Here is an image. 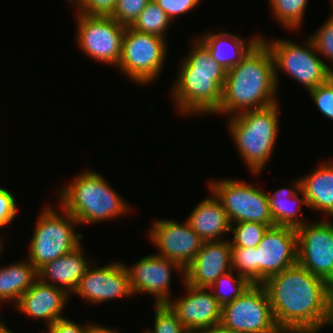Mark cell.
I'll return each mask as SVG.
<instances>
[{
  "label": "cell",
  "mask_w": 333,
  "mask_h": 333,
  "mask_svg": "<svg viewBox=\"0 0 333 333\" xmlns=\"http://www.w3.org/2000/svg\"><path fill=\"white\" fill-rule=\"evenodd\" d=\"M262 285L283 333H318L332 327L330 285L298 263Z\"/></svg>",
  "instance_id": "cell-1"
},
{
  "label": "cell",
  "mask_w": 333,
  "mask_h": 333,
  "mask_svg": "<svg viewBox=\"0 0 333 333\" xmlns=\"http://www.w3.org/2000/svg\"><path fill=\"white\" fill-rule=\"evenodd\" d=\"M274 60L266 43L260 39L226 72L222 100L215 113L232 117L278 102Z\"/></svg>",
  "instance_id": "cell-2"
},
{
  "label": "cell",
  "mask_w": 333,
  "mask_h": 333,
  "mask_svg": "<svg viewBox=\"0 0 333 333\" xmlns=\"http://www.w3.org/2000/svg\"><path fill=\"white\" fill-rule=\"evenodd\" d=\"M188 55L180 62L171 96L181 116L213 115L217 112L225 84L226 72L211 58L208 48L196 37Z\"/></svg>",
  "instance_id": "cell-3"
},
{
  "label": "cell",
  "mask_w": 333,
  "mask_h": 333,
  "mask_svg": "<svg viewBox=\"0 0 333 333\" xmlns=\"http://www.w3.org/2000/svg\"><path fill=\"white\" fill-rule=\"evenodd\" d=\"M58 206L80 226L110 221L131 213L130 204L98 172L87 169L58 190Z\"/></svg>",
  "instance_id": "cell-4"
},
{
  "label": "cell",
  "mask_w": 333,
  "mask_h": 333,
  "mask_svg": "<svg viewBox=\"0 0 333 333\" xmlns=\"http://www.w3.org/2000/svg\"><path fill=\"white\" fill-rule=\"evenodd\" d=\"M278 103L228 118L230 138L251 175H260L274 152L280 131Z\"/></svg>",
  "instance_id": "cell-5"
},
{
  "label": "cell",
  "mask_w": 333,
  "mask_h": 333,
  "mask_svg": "<svg viewBox=\"0 0 333 333\" xmlns=\"http://www.w3.org/2000/svg\"><path fill=\"white\" fill-rule=\"evenodd\" d=\"M60 209L63 212L59 213L55 207L46 204L37 217L27 255L37 270L82 243L84 235L75 232L78 221L69 212Z\"/></svg>",
  "instance_id": "cell-6"
},
{
  "label": "cell",
  "mask_w": 333,
  "mask_h": 333,
  "mask_svg": "<svg viewBox=\"0 0 333 333\" xmlns=\"http://www.w3.org/2000/svg\"><path fill=\"white\" fill-rule=\"evenodd\" d=\"M265 38L261 36L272 52L277 88L280 82L279 70L299 82L307 92L322 85L333 76L329 63L322 60L309 38L303 45L290 39L272 38L267 40Z\"/></svg>",
  "instance_id": "cell-7"
},
{
  "label": "cell",
  "mask_w": 333,
  "mask_h": 333,
  "mask_svg": "<svg viewBox=\"0 0 333 333\" xmlns=\"http://www.w3.org/2000/svg\"><path fill=\"white\" fill-rule=\"evenodd\" d=\"M167 46L165 38L127 26L117 69L137 85H148L162 72L169 49Z\"/></svg>",
  "instance_id": "cell-8"
},
{
  "label": "cell",
  "mask_w": 333,
  "mask_h": 333,
  "mask_svg": "<svg viewBox=\"0 0 333 333\" xmlns=\"http://www.w3.org/2000/svg\"><path fill=\"white\" fill-rule=\"evenodd\" d=\"M209 191L221 202L231 224L239 222H258L275 226L270 209L267 192L240 180H210Z\"/></svg>",
  "instance_id": "cell-9"
},
{
  "label": "cell",
  "mask_w": 333,
  "mask_h": 333,
  "mask_svg": "<svg viewBox=\"0 0 333 333\" xmlns=\"http://www.w3.org/2000/svg\"><path fill=\"white\" fill-rule=\"evenodd\" d=\"M220 323L234 333H283L262 284H251L240 297L224 305Z\"/></svg>",
  "instance_id": "cell-10"
},
{
  "label": "cell",
  "mask_w": 333,
  "mask_h": 333,
  "mask_svg": "<svg viewBox=\"0 0 333 333\" xmlns=\"http://www.w3.org/2000/svg\"><path fill=\"white\" fill-rule=\"evenodd\" d=\"M76 45L83 54L97 62L115 66L119 63L126 26L111 16L75 14Z\"/></svg>",
  "instance_id": "cell-11"
},
{
  "label": "cell",
  "mask_w": 333,
  "mask_h": 333,
  "mask_svg": "<svg viewBox=\"0 0 333 333\" xmlns=\"http://www.w3.org/2000/svg\"><path fill=\"white\" fill-rule=\"evenodd\" d=\"M297 263L314 276L333 283V221L326 217L296 229Z\"/></svg>",
  "instance_id": "cell-12"
},
{
  "label": "cell",
  "mask_w": 333,
  "mask_h": 333,
  "mask_svg": "<svg viewBox=\"0 0 333 333\" xmlns=\"http://www.w3.org/2000/svg\"><path fill=\"white\" fill-rule=\"evenodd\" d=\"M148 238L157 251L158 256L170 259L185 269L195 258L203 240L194 232L188 221L183 223L174 220L156 219L151 222Z\"/></svg>",
  "instance_id": "cell-13"
},
{
  "label": "cell",
  "mask_w": 333,
  "mask_h": 333,
  "mask_svg": "<svg viewBox=\"0 0 333 333\" xmlns=\"http://www.w3.org/2000/svg\"><path fill=\"white\" fill-rule=\"evenodd\" d=\"M96 264L93 261L89 266L73 294L78 295L91 305L101 304L104 301H114L116 298H132L134 296L123 261H115L100 267Z\"/></svg>",
  "instance_id": "cell-14"
},
{
  "label": "cell",
  "mask_w": 333,
  "mask_h": 333,
  "mask_svg": "<svg viewBox=\"0 0 333 333\" xmlns=\"http://www.w3.org/2000/svg\"><path fill=\"white\" fill-rule=\"evenodd\" d=\"M124 265L129 275L132 294L152 295L155 304L168 303L172 299L170 282L174 270L184 279V269L178 263L156 254L145 256L132 266Z\"/></svg>",
  "instance_id": "cell-15"
},
{
  "label": "cell",
  "mask_w": 333,
  "mask_h": 333,
  "mask_svg": "<svg viewBox=\"0 0 333 333\" xmlns=\"http://www.w3.org/2000/svg\"><path fill=\"white\" fill-rule=\"evenodd\" d=\"M257 284L297 264V233L290 227L273 226L256 247Z\"/></svg>",
  "instance_id": "cell-16"
},
{
  "label": "cell",
  "mask_w": 333,
  "mask_h": 333,
  "mask_svg": "<svg viewBox=\"0 0 333 333\" xmlns=\"http://www.w3.org/2000/svg\"><path fill=\"white\" fill-rule=\"evenodd\" d=\"M184 288L185 296L168 302L182 325L191 332L220 324L222 307L210 289L192 286L186 282Z\"/></svg>",
  "instance_id": "cell-17"
},
{
  "label": "cell",
  "mask_w": 333,
  "mask_h": 333,
  "mask_svg": "<svg viewBox=\"0 0 333 333\" xmlns=\"http://www.w3.org/2000/svg\"><path fill=\"white\" fill-rule=\"evenodd\" d=\"M231 270L230 240L204 241L195 258L184 269L183 281L209 288L219 276Z\"/></svg>",
  "instance_id": "cell-18"
},
{
  "label": "cell",
  "mask_w": 333,
  "mask_h": 333,
  "mask_svg": "<svg viewBox=\"0 0 333 333\" xmlns=\"http://www.w3.org/2000/svg\"><path fill=\"white\" fill-rule=\"evenodd\" d=\"M70 295L62 288L42 282L39 278L21 296L14 306L17 312L46 322V328L64 318L62 311Z\"/></svg>",
  "instance_id": "cell-19"
},
{
  "label": "cell",
  "mask_w": 333,
  "mask_h": 333,
  "mask_svg": "<svg viewBox=\"0 0 333 333\" xmlns=\"http://www.w3.org/2000/svg\"><path fill=\"white\" fill-rule=\"evenodd\" d=\"M82 243L71 252L46 263L38 270V278L49 285L62 288L69 295L77 289L92 260L85 255Z\"/></svg>",
  "instance_id": "cell-20"
},
{
  "label": "cell",
  "mask_w": 333,
  "mask_h": 333,
  "mask_svg": "<svg viewBox=\"0 0 333 333\" xmlns=\"http://www.w3.org/2000/svg\"><path fill=\"white\" fill-rule=\"evenodd\" d=\"M195 206L186 219L203 241H221L231 232V223L219 199L212 191Z\"/></svg>",
  "instance_id": "cell-21"
},
{
  "label": "cell",
  "mask_w": 333,
  "mask_h": 333,
  "mask_svg": "<svg viewBox=\"0 0 333 333\" xmlns=\"http://www.w3.org/2000/svg\"><path fill=\"white\" fill-rule=\"evenodd\" d=\"M290 182L291 187L275 189L273 193L267 192V196L275 226L297 229L308 222L301 213V206L308 204L300 188V178Z\"/></svg>",
  "instance_id": "cell-22"
},
{
  "label": "cell",
  "mask_w": 333,
  "mask_h": 333,
  "mask_svg": "<svg viewBox=\"0 0 333 333\" xmlns=\"http://www.w3.org/2000/svg\"><path fill=\"white\" fill-rule=\"evenodd\" d=\"M262 35L251 36L248 40L229 32H206L198 39L208 48L211 58L225 69H230L242 60Z\"/></svg>",
  "instance_id": "cell-23"
},
{
  "label": "cell",
  "mask_w": 333,
  "mask_h": 333,
  "mask_svg": "<svg viewBox=\"0 0 333 333\" xmlns=\"http://www.w3.org/2000/svg\"><path fill=\"white\" fill-rule=\"evenodd\" d=\"M300 178V188L308 208L333 219V160L324 161Z\"/></svg>",
  "instance_id": "cell-24"
},
{
  "label": "cell",
  "mask_w": 333,
  "mask_h": 333,
  "mask_svg": "<svg viewBox=\"0 0 333 333\" xmlns=\"http://www.w3.org/2000/svg\"><path fill=\"white\" fill-rule=\"evenodd\" d=\"M37 279L38 270L28 259L0 267V308L11 300L15 306Z\"/></svg>",
  "instance_id": "cell-25"
},
{
  "label": "cell",
  "mask_w": 333,
  "mask_h": 333,
  "mask_svg": "<svg viewBox=\"0 0 333 333\" xmlns=\"http://www.w3.org/2000/svg\"><path fill=\"white\" fill-rule=\"evenodd\" d=\"M173 24L167 14L158 6L155 0H150L145 9L130 26L136 31L167 38L169 25ZM168 28V29H167Z\"/></svg>",
  "instance_id": "cell-26"
},
{
  "label": "cell",
  "mask_w": 333,
  "mask_h": 333,
  "mask_svg": "<svg viewBox=\"0 0 333 333\" xmlns=\"http://www.w3.org/2000/svg\"><path fill=\"white\" fill-rule=\"evenodd\" d=\"M272 17L287 30L296 31L303 26L308 0H269Z\"/></svg>",
  "instance_id": "cell-27"
},
{
  "label": "cell",
  "mask_w": 333,
  "mask_h": 333,
  "mask_svg": "<svg viewBox=\"0 0 333 333\" xmlns=\"http://www.w3.org/2000/svg\"><path fill=\"white\" fill-rule=\"evenodd\" d=\"M250 285L246 278L231 270L219 276L209 289L223 307L240 297Z\"/></svg>",
  "instance_id": "cell-28"
},
{
  "label": "cell",
  "mask_w": 333,
  "mask_h": 333,
  "mask_svg": "<svg viewBox=\"0 0 333 333\" xmlns=\"http://www.w3.org/2000/svg\"><path fill=\"white\" fill-rule=\"evenodd\" d=\"M270 227L273 226L258 222L231 224V233L233 232V238L230 239L231 247H257Z\"/></svg>",
  "instance_id": "cell-29"
},
{
  "label": "cell",
  "mask_w": 333,
  "mask_h": 333,
  "mask_svg": "<svg viewBox=\"0 0 333 333\" xmlns=\"http://www.w3.org/2000/svg\"><path fill=\"white\" fill-rule=\"evenodd\" d=\"M231 267L251 284H257V250L256 247H231Z\"/></svg>",
  "instance_id": "cell-30"
},
{
  "label": "cell",
  "mask_w": 333,
  "mask_h": 333,
  "mask_svg": "<svg viewBox=\"0 0 333 333\" xmlns=\"http://www.w3.org/2000/svg\"><path fill=\"white\" fill-rule=\"evenodd\" d=\"M153 329L142 333H191L178 319L176 312L168 303L155 304Z\"/></svg>",
  "instance_id": "cell-31"
},
{
  "label": "cell",
  "mask_w": 333,
  "mask_h": 333,
  "mask_svg": "<svg viewBox=\"0 0 333 333\" xmlns=\"http://www.w3.org/2000/svg\"><path fill=\"white\" fill-rule=\"evenodd\" d=\"M308 38L311 40L316 52L319 55L321 54L320 57L324 56L323 58L326 61H330V70L333 73V16L330 14V17Z\"/></svg>",
  "instance_id": "cell-32"
},
{
  "label": "cell",
  "mask_w": 333,
  "mask_h": 333,
  "mask_svg": "<svg viewBox=\"0 0 333 333\" xmlns=\"http://www.w3.org/2000/svg\"><path fill=\"white\" fill-rule=\"evenodd\" d=\"M150 0H116L111 15L119 24L131 26Z\"/></svg>",
  "instance_id": "cell-33"
},
{
  "label": "cell",
  "mask_w": 333,
  "mask_h": 333,
  "mask_svg": "<svg viewBox=\"0 0 333 333\" xmlns=\"http://www.w3.org/2000/svg\"><path fill=\"white\" fill-rule=\"evenodd\" d=\"M319 112L333 121V76L308 92Z\"/></svg>",
  "instance_id": "cell-34"
},
{
  "label": "cell",
  "mask_w": 333,
  "mask_h": 333,
  "mask_svg": "<svg viewBox=\"0 0 333 333\" xmlns=\"http://www.w3.org/2000/svg\"><path fill=\"white\" fill-rule=\"evenodd\" d=\"M16 201L10 190L0 187V228L11 226L14 221L18 210Z\"/></svg>",
  "instance_id": "cell-35"
},
{
  "label": "cell",
  "mask_w": 333,
  "mask_h": 333,
  "mask_svg": "<svg viewBox=\"0 0 333 333\" xmlns=\"http://www.w3.org/2000/svg\"><path fill=\"white\" fill-rule=\"evenodd\" d=\"M158 6L167 14L171 21L179 15L194 11L202 1L200 0H155Z\"/></svg>",
  "instance_id": "cell-36"
},
{
  "label": "cell",
  "mask_w": 333,
  "mask_h": 333,
  "mask_svg": "<svg viewBox=\"0 0 333 333\" xmlns=\"http://www.w3.org/2000/svg\"><path fill=\"white\" fill-rule=\"evenodd\" d=\"M116 0H82L75 13L90 16H111Z\"/></svg>",
  "instance_id": "cell-37"
},
{
  "label": "cell",
  "mask_w": 333,
  "mask_h": 333,
  "mask_svg": "<svg viewBox=\"0 0 333 333\" xmlns=\"http://www.w3.org/2000/svg\"><path fill=\"white\" fill-rule=\"evenodd\" d=\"M93 322H88L85 325L75 323V321L66 317L56 320L53 324L47 327L48 333H87L89 326Z\"/></svg>",
  "instance_id": "cell-38"
},
{
  "label": "cell",
  "mask_w": 333,
  "mask_h": 333,
  "mask_svg": "<svg viewBox=\"0 0 333 333\" xmlns=\"http://www.w3.org/2000/svg\"><path fill=\"white\" fill-rule=\"evenodd\" d=\"M191 333H234L228 328L224 327L221 323L211 326V327H206V328H200L197 330L191 331Z\"/></svg>",
  "instance_id": "cell-39"
},
{
  "label": "cell",
  "mask_w": 333,
  "mask_h": 333,
  "mask_svg": "<svg viewBox=\"0 0 333 333\" xmlns=\"http://www.w3.org/2000/svg\"><path fill=\"white\" fill-rule=\"evenodd\" d=\"M117 329H112L110 327H106L104 325H99L96 323H92L89 326L88 332L87 333H117Z\"/></svg>",
  "instance_id": "cell-40"
},
{
  "label": "cell",
  "mask_w": 333,
  "mask_h": 333,
  "mask_svg": "<svg viewBox=\"0 0 333 333\" xmlns=\"http://www.w3.org/2000/svg\"><path fill=\"white\" fill-rule=\"evenodd\" d=\"M0 333H13L9 327L4 323L2 318L0 319Z\"/></svg>",
  "instance_id": "cell-41"
},
{
  "label": "cell",
  "mask_w": 333,
  "mask_h": 333,
  "mask_svg": "<svg viewBox=\"0 0 333 333\" xmlns=\"http://www.w3.org/2000/svg\"><path fill=\"white\" fill-rule=\"evenodd\" d=\"M330 294H331V324L333 326V283L330 285Z\"/></svg>",
  "instance_id": "cell-42"
},
{
  "label": "cell",
  "mask_w": 333,
  "mask_h": 333,
  "mask_svg": "<svg viewBox=\"0 0 333 333\" xmlns=\"http://www.w3.org/2000/svg\"><path fill=\"white\" fill-rule=\"evenodd\" d=\"M69 2V4L72 5V7H75V9L80 5L82 0H67Z\"/></svg>",
  "instance_id": "cell-43"
},
{
  "label": "cell",
  "mask_w": 333,
  "mask_h": 333,
  "mask_svg": "<svg viewBox=\"0 0 333 333\" xmlns=\"http://www.w3.org/2000/svg\"><path fill=\"white\" fill-rule=\"evenodd\" d=\"M2 242H3V241H2V239L0 238V256H1V253L4 252V251H2V250H5V249H4V246H5V245H4V243H2Z\"/></svg>",
  "instance_id": "cell-44"
},
{
  "label": "cell",
  "mask_w": 333,
  "mask_h": 333,
  "mask_svg": "<svg viewBox=\"0 0 333 333\" xmlns=\"http://www.w3.org/2000/svg\"><path fill=\"white\" fill-rule=\"evenodd\" d=\"M331 6H332V10H333V0H331ZM331 15L333 16V11L331 12Z\"/></svg>",
  "instance_id": "cell-45"
}]
</instances>
